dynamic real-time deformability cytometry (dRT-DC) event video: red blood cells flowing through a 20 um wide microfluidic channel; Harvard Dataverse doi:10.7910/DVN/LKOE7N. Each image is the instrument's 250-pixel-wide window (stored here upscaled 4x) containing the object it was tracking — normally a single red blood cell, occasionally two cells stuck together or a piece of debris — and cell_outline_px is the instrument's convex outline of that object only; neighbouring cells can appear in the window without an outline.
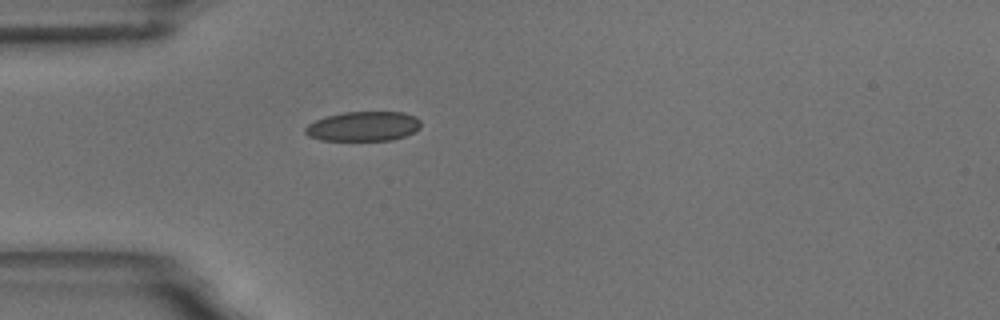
{"species": "common noctule bat (a hibernating species)", "species_latin": "Nyctalus noctula", "temperature_condition": "room temperature", "stored_images_in_passage": 1, "camera_frame_rate_fps": 3000, "um_per_image_px": 0.085, "animal": {"sex": "male", "body_mass_g": 18.8}, "frame": {"image": 1, "passage_image": 1, "time_ms": 0.0, "image_size_px": [1000, 320], "cell_outline_px": [[420, 128], [404, 136], [392, 140], [320, 140], [308, 136], [304, 132], [304, 128], [308, 124], [324, 116], [344, 112], [404, 112], [416, 116], [420, 120]], "centroid_in_image_um": [30.86, 10.73], "position_along_channel_um": 54.1, "area_um2": 20.06}}